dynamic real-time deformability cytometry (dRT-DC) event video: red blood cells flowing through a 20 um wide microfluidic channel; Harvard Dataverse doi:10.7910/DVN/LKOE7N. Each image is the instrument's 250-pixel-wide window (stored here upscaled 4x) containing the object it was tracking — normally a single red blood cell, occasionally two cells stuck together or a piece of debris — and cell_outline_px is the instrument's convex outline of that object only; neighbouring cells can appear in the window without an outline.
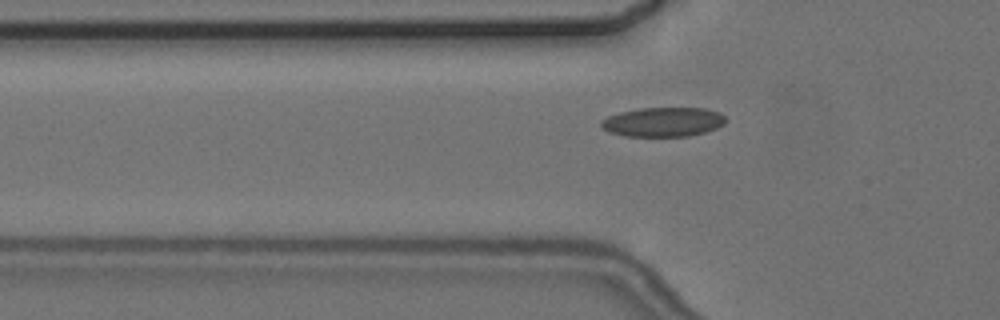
{"species": "common noctule bat (a hibernating species)", "species_latin": "Nyctalus noctula", "temperature_condition": "cold", "stored_images_in_passage": 7, "camera_frame_rate_fps": 3000, "um_per_image_px": 0.085, "animal": {"sex": "female", "body_mass_g": 24.6, "forearm_length_mm": 56.2}, "frame": {"image": 1, "passage_image": 7, "time_ms": 7.667, "image_size_px": [1000, 320], "cell_outline_px": [[724, 124], [716, 128], [704, 132], [688, 136], [624, 136], [608, 132], [600, 124], [600, 120], [608, 116], [620, 112], [640, 108], [704, 108], [720, 112], [724, 116]], "centroid_in_image_um": [56.34, 10.36], "position_along_channel_um": 69.5, "area_um2": 21.27}}